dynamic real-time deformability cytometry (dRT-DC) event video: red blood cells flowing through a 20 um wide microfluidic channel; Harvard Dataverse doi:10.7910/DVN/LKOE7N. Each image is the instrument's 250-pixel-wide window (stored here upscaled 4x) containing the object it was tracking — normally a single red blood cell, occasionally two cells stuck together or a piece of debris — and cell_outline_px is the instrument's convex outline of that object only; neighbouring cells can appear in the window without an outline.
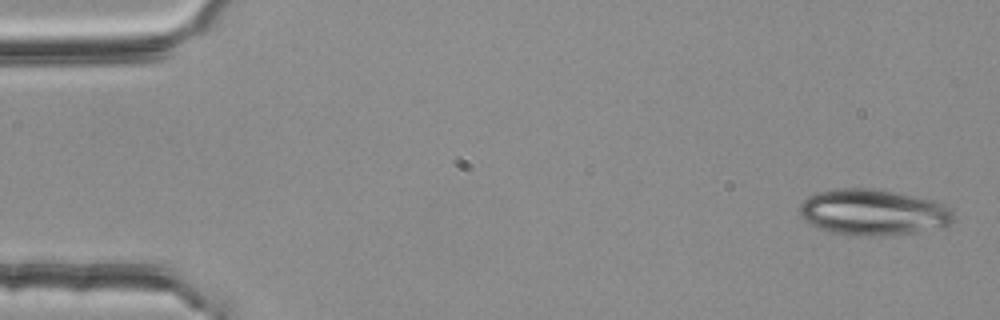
{"species": "common noctule bat (a hibernating species)", "species_latin": "Nyctalus noctula", "temperature_condition": "room temperature", "stored_images_in_passage": 53, "camera_frame_rate_fps": 3000, "um_per_image_px": 0.085, "animal": {"sex": "female", "body_mass_g": 25.1}, "frame": {"image": 1, "passage_image": 1, "time_ms": 0.0, "image_size_px": [1000, 320], "cell_outline_px": [[956, 220], [948, 224], [916, 232], [884, 236], [864, 236], [832, 232], [820, 228], [804, 220], [800, 216], [800, 204], [808, 196], [820, 192], [836, 188], [872, 188], [916, 196], [932, 200], [944, 204], [952, 212]], "centroid_in_image_um": [74.21, 18.04], "position_along_channel_um": 10.8, "area_um2": 41.04}}
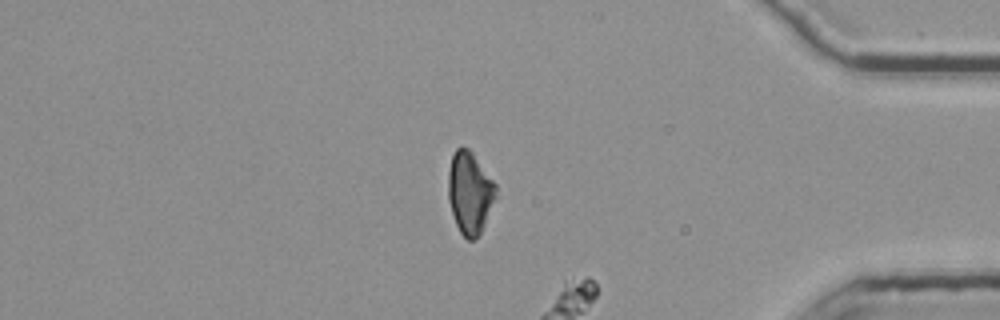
{"frame": {"image": 2, "passage_image": 45, "time_ms": 14.667, "image_size_px": [1000, 320], "cell_outline_px": [[496, 196], [484, 224], [480, 232], [472, 240], [468, 240], [460, 232], [456, 224], [448, 200], [448, 172], [452, 156], [456, 148], [468, 148], [472, 152], [496, 184]], "centroid_in_image_um": [39.92, 16.36], "position_along_channel_um": 395.3, "area_um2": 22.43}}
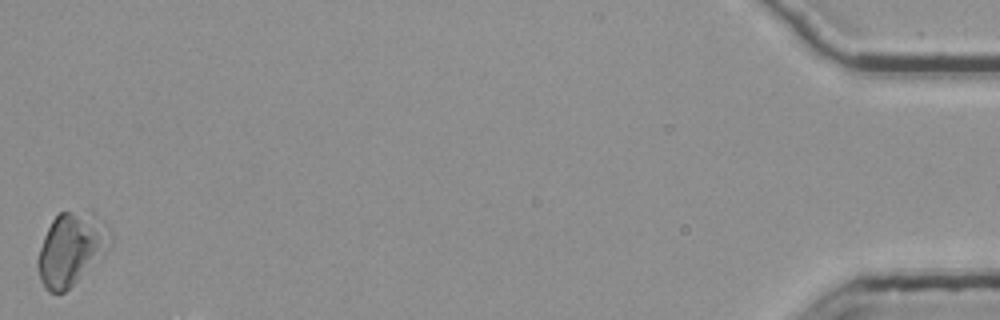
{"frame": {"image": 3, "passage_image": 53, "time_ms": 17.333, "image_size_px": [1000, 320], "cell_outline_px": [[112, 244], [64, 292], [48, 292], [44, 288], [40, 280], [36, 264], [36, 260], [44, 236], [52, 220], [60, 212], [68, 212], [104, 220], [112, 232]], "centroid_in_image_um": [6.01, 21.19], "position_along_channel_um": 429.2, "area_um2": 29.65}}